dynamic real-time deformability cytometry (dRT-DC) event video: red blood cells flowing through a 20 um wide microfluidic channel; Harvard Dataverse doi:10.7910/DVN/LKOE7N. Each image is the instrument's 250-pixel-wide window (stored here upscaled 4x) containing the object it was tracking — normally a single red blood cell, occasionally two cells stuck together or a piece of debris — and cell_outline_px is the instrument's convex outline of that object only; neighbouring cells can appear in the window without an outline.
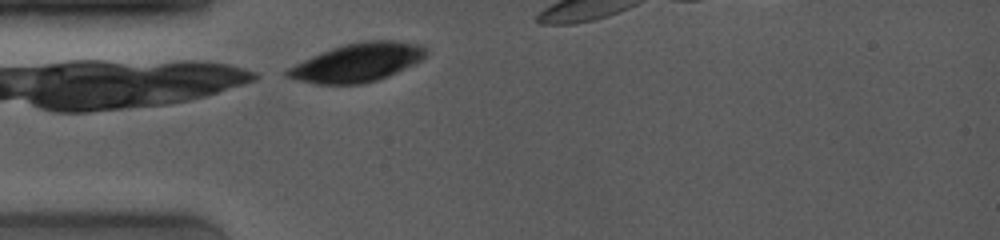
{"species": "common noctule bat (a hibernating species)", "species_latin": "Nyctalus noctula", "temperature_condition": "room temperature", "stored_images_in_passage": 4, "camera_frame_rate_fps": 4000, "um_per_image_px": 0.085, "animal": {"sex": "female", "body_mass_g": 19.0, "forearm_length_mm": 53.3}, "frame": {"image": 1, "passage_image": 1, "time_ms": 0.0, "image_size_px": [1000, 240], "cell_outline_px": [[428, 52], [416, 64], [388, 76], [376, 80], [360, 84], [316, 84], [296, 80], [284, 76], [284, 72], [288, 68], [312, 56], [332, 48], [364, 40], [396, 40], [420, 44], [428, 48]], "centroid_in_image_um": [30.41, 5.31], "position_along_channel_um": 54.6, "area_um2": 31.1}}